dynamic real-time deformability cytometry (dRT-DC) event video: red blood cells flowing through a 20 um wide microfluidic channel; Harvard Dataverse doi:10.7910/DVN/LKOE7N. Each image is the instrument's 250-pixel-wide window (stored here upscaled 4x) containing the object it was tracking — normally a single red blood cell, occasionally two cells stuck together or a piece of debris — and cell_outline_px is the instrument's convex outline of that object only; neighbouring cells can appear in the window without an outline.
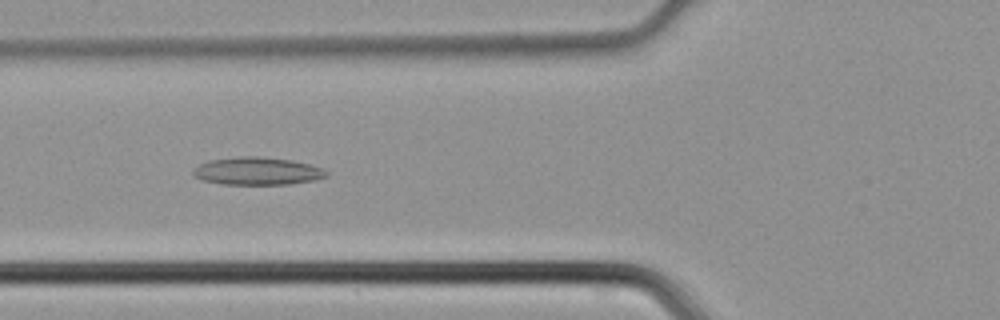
{"species": "common noctule bat (a hibernating species)", "species_latin": "Nyctalus noctula", "temperature_condition": "cold", "stored_images_in_passage": 33, "camera_frame_rate_fps": 3000, "um_per_image_px": 0.085, "animal": {"sex": "male", "body_mass_g": 21.5, "forearm_length_mm": 52.0}, "frame": {"image": 1, "passage_image": 6, "time_ms": 1.667, "image_size_px": [1000, 320], "cell_outline_px": [[328, 176], [316, 180], [288, 184], [220, 184], [200, 180], [192, 172], [200, 164], [208, 160], [240, 156], [256, 156], [292, 160], [324, 168], [328, 172]], "centroid_in_image_um": [21.89, 14.54], "position_along_channel_um": 103.9, "area_um2": 21.56}}
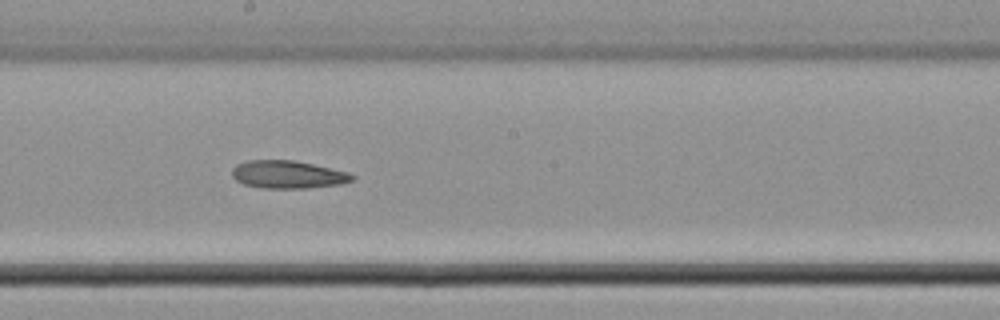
{"frame": {"image": 2, "passage_image": 14, "time_ms": 4.333, "image_size_px": [1000, 320], "cell_outline_px": [[356, 176], [352, 180], [340, 184], [308, 188], [260, 188], [244, 184], [236, 180], [232, 176], [232, 168], [236, 164], [248, 160], [292, 160], [312, 164], [348, 172]], "centroid_in_image_um": [24.44, 14.83], "position_along_channel_um": 223.8, "area_um2": 19.42}}
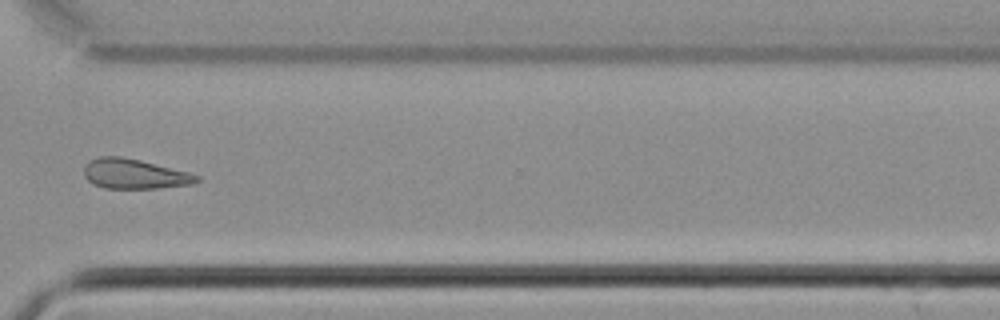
{"frame": {"image": 3, "passage_image": 23, "time_ms": 7.333, "image_size_px": [1000, 320], "cell_outline_px": [[200, 180], [192, 184], [156, 188], [104, 188], [92, 184], [84, 176], [84, 164], [88, 160], [100, 156], [120, 156], [140, 160], [188, 172], [200, 176]], "centroid_in_image_um": [11.38, 14.78], "position_along_channel_um": 359.2, "area_um2": 19.65}}